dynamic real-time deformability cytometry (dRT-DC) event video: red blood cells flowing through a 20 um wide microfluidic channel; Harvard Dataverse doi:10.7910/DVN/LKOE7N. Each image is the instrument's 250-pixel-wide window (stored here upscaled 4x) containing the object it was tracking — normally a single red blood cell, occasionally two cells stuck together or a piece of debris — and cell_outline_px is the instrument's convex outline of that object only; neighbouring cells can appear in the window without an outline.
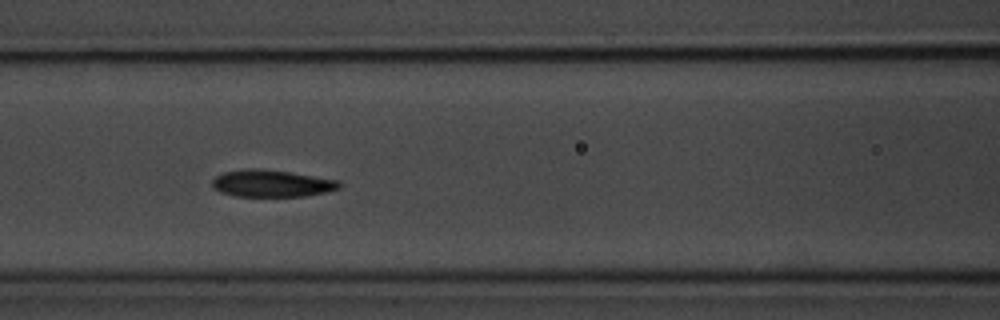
{"species": "common noctule bat (a hibernating species)", "species_latin": "Nyctalus noctula", "temperature_condition": "room temperature", "stored_images_in_passage": 7, "camera_frame_rate_fps": 3000, "um_per_image_px": 0.085, "animal": {"sex": "male", "body_mass_g": 20.1, "forearm_length_mm": 53.5}, "frame": {"image": 1, "passage_image": 6, "time_ms": 6.667, "image_size_px": [1000, 320], "cell_outline_px": [[340, 188], [328, 192], [304, 196], [236, 196], [220, 192], [212, 188], [212, 180], [216, 176], [224, 172], [248, 168], [256, 168], [288, 172], [336, 180], [340, 184]], "centroid_in_image_um": [23.04, 15.6], "position_along_channel_um": 143.6, "area_um2": 19.83}}
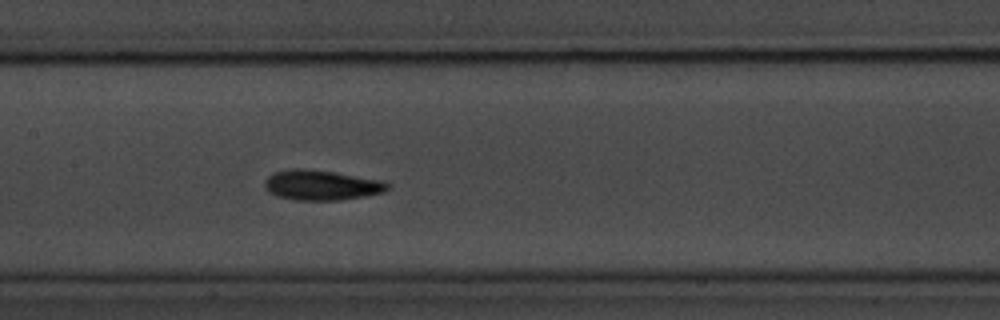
{"frame": {"image": 2, "passage_image": 7, "time_ms": 7.667, "image_size_px": [1000, 320], "cell_outline_px": [[392, 188], [384, 192], [364, 196], [340, 200], [296, 200], [276, 196], [268, 192], [264, 188], [264, 180], [272, 172], [292, 168], [304, 168], [332, 172], [384, 180]], "centroid_in_image_um": [27.3, 15.73], "position_along_channel_um": 180.1, "area_um2": 21.79}}